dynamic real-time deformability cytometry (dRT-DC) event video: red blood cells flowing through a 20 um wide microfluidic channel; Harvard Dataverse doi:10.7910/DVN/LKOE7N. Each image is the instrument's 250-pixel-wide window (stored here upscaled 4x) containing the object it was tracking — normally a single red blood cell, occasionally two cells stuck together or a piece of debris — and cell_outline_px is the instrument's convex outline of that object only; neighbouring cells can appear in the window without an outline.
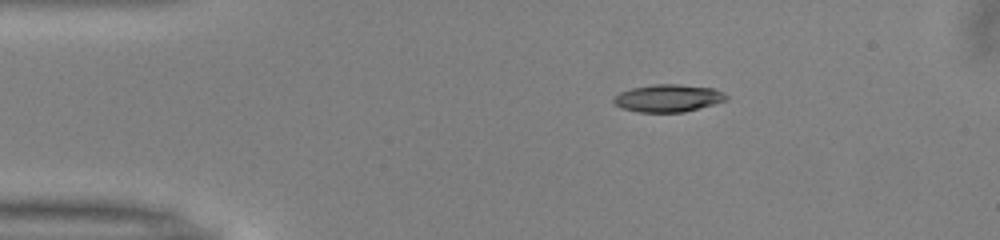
{"species": "common noctule bat (a hibernating species)", "species_latin": "Nyctalus noctula", "temperature_condition": "warm", "stored_images_in_passage": 43, "camera_frame_rate_fps": 3000, "um_per_image_px": 0.085, "animal": {"sex": "male", "body_mass_g": 13.0, "forearm_length_mm": 53.1}, "frame": {"image": 1, "passage_image": 1, "time_ms": 0.0, "image_size_px": [1000, 240], "cell_outline_px": [[728, 100], [684, 112], [636, 112], [620, 108], [612, 100], [620, 92], [632, 88], [656, 84], [680, 84], [716, 88], [724, 92], [728, 96]], "centroid_in_image_um": [56.82, 8.34], "position_along_channel_um": 28.2, "area_um2": 18.15}}
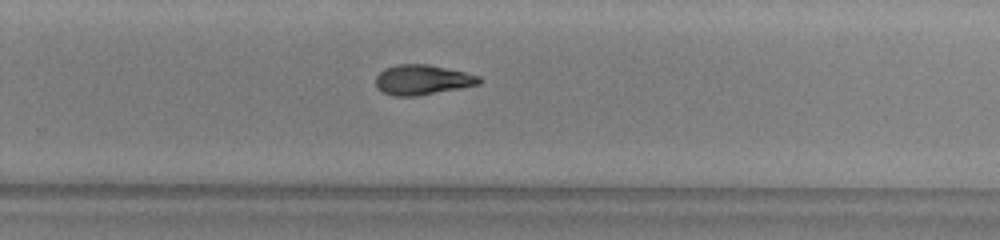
{"frame": {"image": 2, "passage_image": 25, "time_ms": 8.0, "image_size_px": [1000, 240], "cell_outline_px": [[484, 80], [480, 84], [416, 96], [392, 96], [376, 88], [376, 76], [384, 68], [396, 64], [428, 64], [464, 72], [480, 76]], "centroid_in_image_um": [35.89, 6.78], "position_along_channel_um": 293.9, "area_um2": 18.09}}
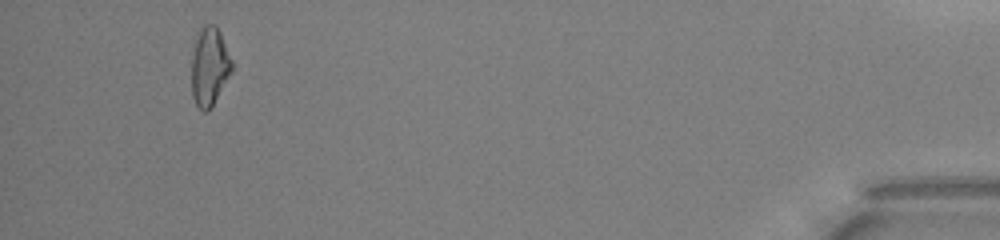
{"frame": {"image": 3, "passage_image": 40, "time_ms": 13.0, "image_size_px": [1000, 240], "cell_outline_px": [[232, 72], [212, 108], [208, 112], [204, 112], [196, 104], [192, 96], [192, 56], [196, 40], [200, 28], [204, 24], [216, 24], [220, 32], [232, 60]], "centroid_in_image_um": [17.82, 5.68], "position_along_channel_um": 417.4, "area_um2": 18.55}, "authors_computed_cell_mechanics": {"area_um2": 18.3226, "velocity_mm_per_s": 4.0186, "shape_relaxation_time_tau1_ms": 5.4538, "shape_relaxation_time_tau2_ms": 11.0665, "deformation_change_tau1": 0.1564, "deformation_change_tau2": 0.257}}